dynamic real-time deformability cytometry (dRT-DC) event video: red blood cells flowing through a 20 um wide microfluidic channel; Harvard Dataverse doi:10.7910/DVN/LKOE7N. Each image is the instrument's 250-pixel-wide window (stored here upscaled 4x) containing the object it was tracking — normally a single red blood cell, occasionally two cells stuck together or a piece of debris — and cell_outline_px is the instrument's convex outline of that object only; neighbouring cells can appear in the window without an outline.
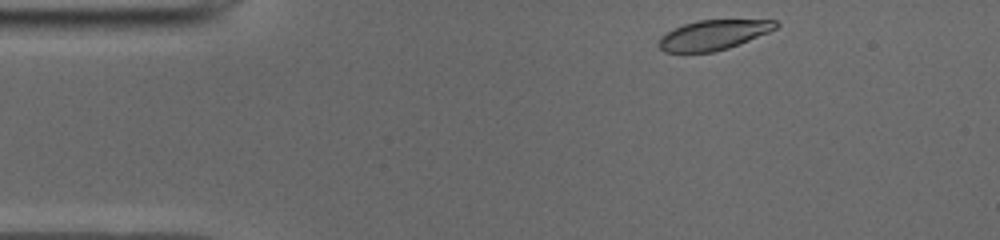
{"species": "common noctule bat (a hibernating species)", "species_latin": "Nyctalus noctula", "temperature_condition": "cold", "stored_images_in_passage": 44, "camera_frame_rate_fps": 3000, "um_per_image_px": 0.085, "animal": {"sex": "male", "body_mass_g": 19.0, "forearm_length_mm": 50.8}, "frame": {"image": 1, "passage_image": 1, "time_ms": 0.0, "image_size_px": [1000, 240], "cell_outline_px": [[780, 24], [776, 28], [768, 32], [728, 48], [712, 52], [664, 52], [656, 44], [660, 36], [684, 24], [696, 20], [776, 20]], "centroid_in_image_um": [60.61, 2.97], "position_along_channel_um": 24.4, "area_um2": 20.17}}
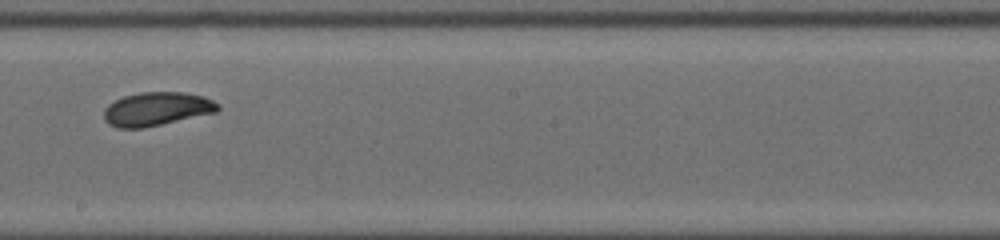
{"frame": {"image": 2, "passage_image": 22, "time_ms": 7.0, "image_size_px": [1000, 240], "cell_outline_px": [[220, 108], [216, 112], [160, 124], [140, 128], [116, 128], [108, 124], [104, 120], [104, 108], [108, 104], [124, 96], [140, 92], [184, 92], [204, 96], [220, 104]], "centroid_in_image_um": [13.3, 9.25], "position_along_channel_um": 234.9, "area_um2": 22.25}}
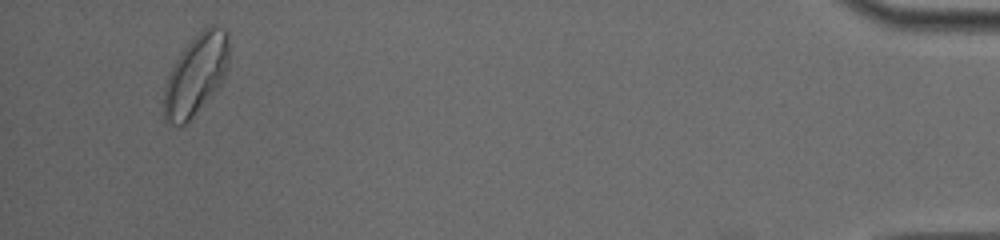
{"frame": {"image": 3, "passage_image": 42, "time_ms": 13.667, "image_size_px": [1000, 240], "cell_outline_px": [[228, 68], [220, 84], [192, 116], [184, 124], [168, 124], [164, 120], [164, 88], [168, 76], [180, 52], [204, 28], [212, 24], [216, 24], [224, 28], [228, 32]], "centroid_in_image_um": [16.66, 6.31], "position_along_channel_um": 418.5, "area_um2": 30.0}, "authors_computed_cell_mechanics": {"area_um2": 22.3975, "velocity_mm_per_s": 3.9084, "shape_relaxation_time_tau1_ms": 2.799, "shape_relaxation_time_tau2_ms": 5.776, "deformation_change_tau1": 0.1164, "deformation_change_tau2": 0.0748}}